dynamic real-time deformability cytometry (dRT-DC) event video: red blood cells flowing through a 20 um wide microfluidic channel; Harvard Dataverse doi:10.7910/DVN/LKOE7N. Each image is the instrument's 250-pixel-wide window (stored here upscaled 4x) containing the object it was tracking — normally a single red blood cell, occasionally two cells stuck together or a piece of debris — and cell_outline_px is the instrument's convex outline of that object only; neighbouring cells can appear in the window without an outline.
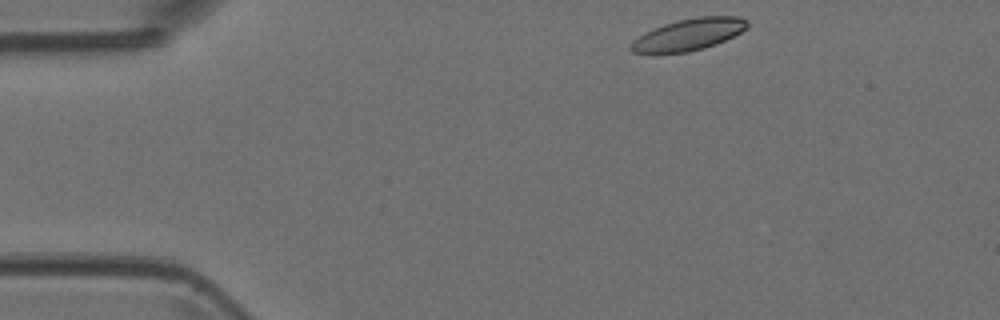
{"species": "Egyptian fruit bat (a non-hibernating species)", "species_latin": "Rousettus aegyptiacus", "temperature_condition": "room temperature", "stored_images_in_passage": 43, "camera_frame_rate_fps": 3000, "um_per_image_px": 0.085, "animal": {"sex": "female"}, "frame": {"image": 1, "passage_image": 1, "time_ms": 0.0, "image_size_px": [1000, 320], "cell_outline_px": [[748, 28], [716, 44], [704, 48], [688, 52], [632, 52], [628, 48], [632, 40], [664, 24], [676, 20], [696, 16], [740, 16], [748, 20]], "centroid_in_image_um": [58.58, 2.91], "position_along_channel_um": 26.4, "area_um2": 21.27}}
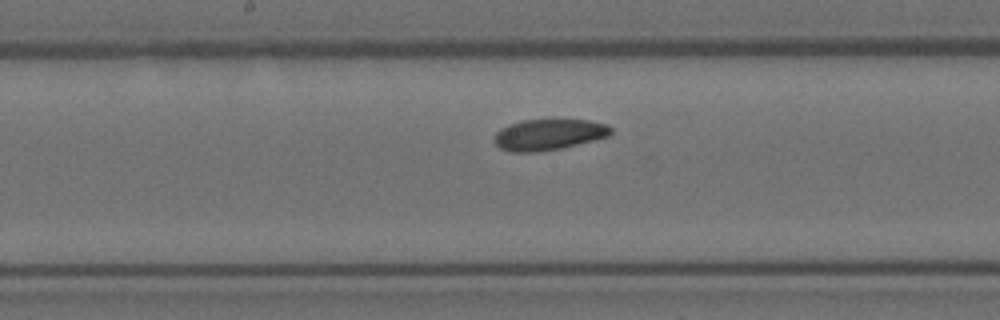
{"frame": {"image": 2, "passage_image": 19, "time_ms": 6.0, "image_size_px": [1000, 320], "cell_outline_px": [[612, 132], [608, 136], [564, 148], [540, 152], [512, 152], [500, 148], [496, 144], [496, 132], [500, 128], [508, 124], [524, 120], [552, 116], [588, 120], [608, 124], [612, 128]], "centroid_in_image_um": [46.68, 11.39], "position_along_channel_um": 201.5, "area_um2": 22.02}}
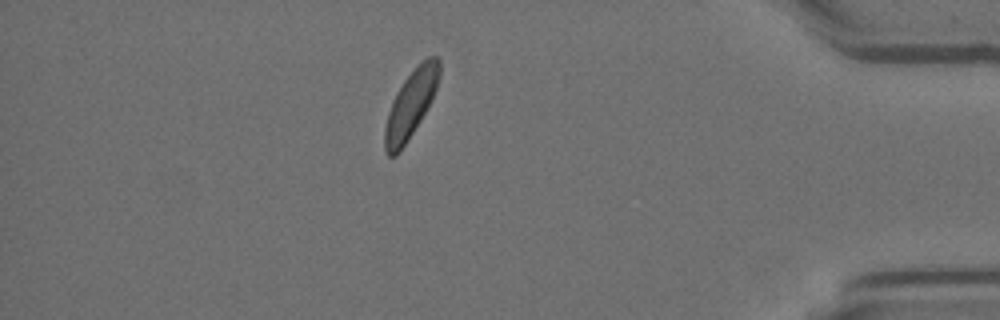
{"frame": {"image": 3, "passage_image": 37, "time_ms": 12.0, "image_size_px": [1000, 320], "cell_outline_px": [[440, 76], [436, 88], [420, 120], [400, 152], [396, 156], [388, 156], [384, 152], [384, 128], [388, 112], [392, 100], [396, 92], [404, 80], [428, 56], [436, 56], [440, 60]], "centroid_in_image_um": [34.88, 8.9], "position_along_channel_um": 400.3, "area_um2": 20.98}}